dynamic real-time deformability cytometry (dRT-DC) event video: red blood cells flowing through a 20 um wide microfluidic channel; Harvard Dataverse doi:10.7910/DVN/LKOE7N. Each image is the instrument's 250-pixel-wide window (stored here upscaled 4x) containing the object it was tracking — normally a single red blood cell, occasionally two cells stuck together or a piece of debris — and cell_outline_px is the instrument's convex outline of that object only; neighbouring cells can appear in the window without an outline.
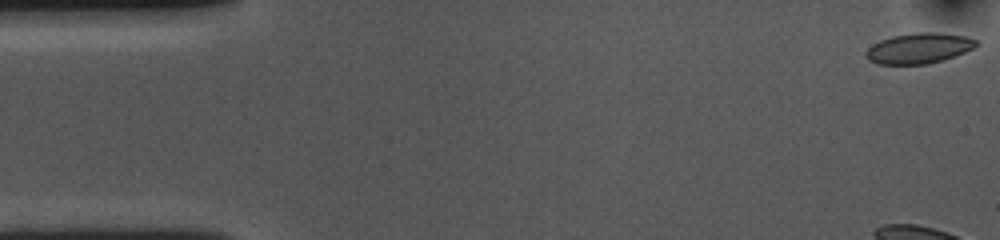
{"species": "common noctule bat (a hibernating species)", "species_latin": "Nyctalus noctula", "temperature_condition": "cold", "stored_images_in_passage": 50, "camera_frame_rate_fps": 3000, "um_per_image_px": 0.085, "animal": {"sex": "female", "body_mass_g": 10.0, "forearm_length_mm": 53.1}, "frame": {"image": 1, "passage_image": 1, "time_ms": 0.0, "image_size_px": [1000, 240], "cell_outline_px": [[980, 44], [976, 48], [944, 60], [928, 64], [880, 64], [868, 60], [864, 52], [872, 44], [880, 40], [892, 36], [916, 32], [936, 32], [964, 36], [980, 40]], "centroid_in_image_um": [78.15, 4.1], "position_along_channel_um": 6.8, "area_um2": 19.88}, "authors_computed_cell_mechanics": {"area_um2": 18.6694, "velocity_mm_per_s": 3.5762, "shape_relaxation_time_tau1_ms": 4.5313, "shape_relaxation_time_tau2_ms": 3.1085, "deformation_change_tau1": 0.0655, "deformation_change_tau2": 0.0555}}